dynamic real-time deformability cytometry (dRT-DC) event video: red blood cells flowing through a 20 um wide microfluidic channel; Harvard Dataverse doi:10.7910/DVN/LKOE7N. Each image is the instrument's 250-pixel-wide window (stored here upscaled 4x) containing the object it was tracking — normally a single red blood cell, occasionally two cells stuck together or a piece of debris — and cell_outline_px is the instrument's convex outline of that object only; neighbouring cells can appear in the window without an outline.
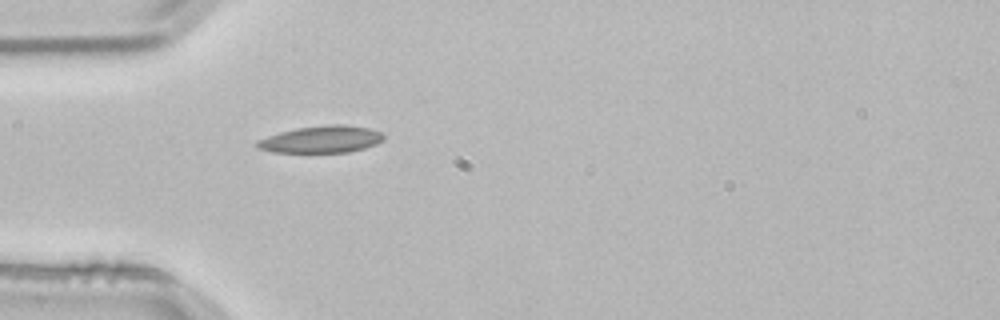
{"species": "common noctule bat (a hibernating species)", "species_latin": "Nyctalus noctula", "temperature_condition": "room temperature", "stored_images_in_passage": 2, "camera_frame_rate_fps": 3000, "um_per_image_px": 0.085, "animal": {"sex": "male", "body_mass_g": 21.5, "forearm_length_mm": 52.0}, "frame": {"image": 1, "passage_image": 2, "time_ms": 0.333, "image_size_px": [1000, 320], "cell_outline_px": [[384, 140], [376, 144], [364, 148], [348, 152], [272, 152], [256, 148], [256, 140], [280, 132], [296, 128], [332, 124], [344, 124], [368, 128], [380, 132], [384, 136]], "centroid_in_image_um": [27.3, 11.84], "position_along_channel_um": 57.7, "area_um2": 19.88}}